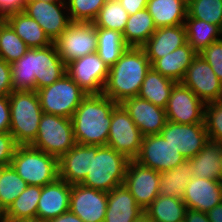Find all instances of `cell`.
<instances>
[{
	"instance_id": "cell-15",
	"label": "cell",
	"mask_w": 222,
	"mask_h": 222,
	"mask_svg": "<svg viewBox=\"0 0 222 222\" xmlns=\"http://www.w3.org/2000/svg\"><path fill=\"white\" fill-rule=\"evenodd\" d=\"M160 135L186 160L195 157L209 141L205 123L178 124L167 120Z\"/></svg>"
},
{
	"instance_id": "cell-16",
	"label": "cell",
	"mask_w": 222,
	"mask_h": 222,
	"mask_svg": "<svg viewBox=\"0 0 222 222\" xmlns=\"http://www.w3.org/2000/svg\"><path fill=\"white\" fill-rule=\"evenodd\" d=\"M24 12L39 23L52 42H54L71 23L66 2L29 0Z\"/></svg>"
},
{
	"instance_id": "cell-8",
	"label": "cell",
	"mask_w": 222,
	"mask_h": 222,
	"mask_svg": "<svg viewBox=\"0 0 222 222\" xmlns=\"http://www.w3.org/2000/svg\"><path fill=\"white\" fill-rule=\"evenodd\" d=\"M75 144L70 118L43 113L36 139L30 145L59 159Z\"/></svg>"
},
{
	"instance_id": "cell-27",
	"label": "cell",
	"mask_w": 222,
	"mask_h": 222,
	"mask_svg": "<svg viewBox=\"0 0 222 222\" xmlns=\"http://www.w3.org/2000/svg\"><path fill=\"white\" fill-rule=\"evenodd\" d=\"M147 10L157 28L184 25L187 17V1L148 0Z\"/></svg>"
},
{
	"instance_id": "cell-50",
	"label": "cell",
	"mask_w": 222,
	"mask_h": 222,
	"mask_svg": "<svg viewBox=\"0 0 222 222\" xmlns=\"http://www.w3.org/2000/svg\"><path fill=\"white\" fill-rule=\"evenodd\" d=\"M209 222H222V202L207 212Z\"/></svg>"
},
{
	"instance_id": "cell-10",
	"label": "cell",
	"mask_w": 222,
	"mask_h": 222,
	"mask_svg": "<svg viewBox=\"0 0 222 222\" xmlns=\"http://www.w3.org/2000/svg\"><path fill=\"white\" fill-rule=\"evenodd\" d=\"M143 135L130 115L118 104L112 111L107 146L134 160L141 148Z\"/></svg>"
},
{
	"instance_id": "cell-37",
	"label": "cell",
	"mask_w": 222,
	"mask_h": 222,
	"mask_svg": "<svg viewBox=\"0 0 222 222\" xmlns=\"http://www.w3.org/2000/svg\"><path fill=\"white\" fill-rule=\"evenodd\" d=\"M29 47L5 21L0 22V58L9 64L19 60Z\"/></svg>"
},
{
	"instance_id": "cell-14",
	"label": "cell",
	"mask_w": 222,
	"mask_h": 222,
	"mask_svg": "<svg viewBox=\"0 0 222 222\" xmlns=\"http://www.w3.org/2000/svg\"><path fill=\"white\" fill-rule=\"evenodd\" d=\"M205 104L181 82L171 90L165 108L168 121L178 124L204 123Z\"/></svg>"
},
{
	"instance_id": "cell-17",
	"label": "cell",
	"mask_w": 222,
	"mask_h": 222,
	"mask_svg": "<svg viewBox=\"0 0 222 222\" xmlns=\"http://www.w3.org/2000/svg\"><path fill=\"white\" fill-rule=\"evenodd\" d=\"M159 172L129 160L124 185L136 203L145 210L159 195Z\"/></svg>"
},
{
	"instance_id": "cell-46",
	"label": "cell",
	"mask_w": 222,
	"mask_h": 222,
	"mask_svg": "<svg viewBox=\"0 0 222 222\" xmlns=\"http://www.w3.org/2000/svg\"><path fill=\"white\" fill-rule=\"evenodd\" d=\"M10 132V102L8 96L0 97V133Z\"/></svg>"
},
{
	"instance_id": "cell-53",
	"label": "cell",
	"mask_w": 222,
	"mask_h": 222,
	"mask_svg": "<svg viewBox=\"0 0 222 222\" xmlns=\"http://www.w3.org/2000/svg\"><path fill=\"white\" fill-rule=\"evenodd\" d=\"M0 222H7L5 216V209L0 205Z\"/></svg>"
},
{
	"instance_id": "cell-2",
	"label": "cell",
	"mask_w": 222,
	"mask_h": 222,
	"mask_svg": "<svg viewBox=\"0 0 222 222\" xmlns=\"http://www.w3.org/2000/svg\"><path fill=\"white\" fill-rule=\"evenodd\" d=\"M118 105L102 94H88L71 117L76 143L106 146L112 111Z\"/></svg>"
},
{
	"instance_id": "cell-3",
	"label": "cell",
	"mask_w": 222,
	"mask_h": 222,
	"mask_svg": "<svg viewBox=\"0 0 222 222\" xmlns=\"http://www.w3.org/2000/svg\"><path fill=\"white\" fill-rule=\"evenodd\" d=\"M151 69V63L142 47H128L117 62L109 68L103 94L120 104L138 96L142 82Z\"/></svg>"
},
{
	"instance_id": "cell-1",
	"label": "cell",
	"mask_w": 222,
	"mask_h": 222,
	"mask_svg": "<svg viewBox=\"0 0 222 222\" xmlns=\"http://www.w3.org/2000/svg\"><path fill=\"white\" fill-rule=\"evenodd\" d=\"M11 66L12 91H37L66 74L55 44L29 50Z\"/></svg>"
},
{
	"instance_id": "cell-21",
	"label": "cell",
	"mask_w": 222,
	"mask_h": 222,
	"mask_svg": "<svg viewBox=\"0 0 222 222\" xmlns=\"http://www.w3.org/2000/svg\"><path fill=\"white\" fill-rule=\"evenodd\" d=\"M71 185L57 178L42 187L36 217L49 221L69 211Z\"/></svg>"
},
{
	"instance_id": "cell-6",
	"label": "cell",
	"mask_w": 222,
	"mask_h": 222,
	"mask_svg": "<svg viewBox=\"0 0 222 222\" xmlns=\"http://www.w3.org/2000/svg\"><path fill=\"white\" fill-rule=\"evenodd\" d=\"M10 165L27 185L43 187L58 178V159L31 145H18Z\"/></svg>"
},
{
	"instance_id": "cell-4",
	"label": "cell",
	"mask_w": 222,
	"mask_h": 222,
	"mask_svg": "<svg viewBox=\"0 0 222 222\" xmlns=\"http://www.w3.org/2000/svg\"><path fill=\"white\" fill-rule=\"evenodd\" d=\"M129 159L109 146L91 145V171L81 185L110 192L124 184Z\"/></svg>"
},
{
	"instance_id": "cell-40",
	"label": "cell",
	"mask_w": 222,
	"mask_h": 222,
	"mask_svg": "<svg viewBox=\"0 0 222 222\" xmlns=\"http://www.w3.org/2000/svg\"><path fill=\"white\" fill-rule=\"evenodd\" d=\"M106 0H66L71 22L92 23Z\"/></svg>"
},
{
	"instance_id": "cell-32",
	"label": "cell",
	"mask_w": 222,
	"mask_h": 222,
	"mask_svg": "<svg viewBox=\"0 0 222 222\" xmlns=\"http://www.w3.org/2000/svg\"><path fill=\"white\" fill-rule=\"evenodd\" d=\"M186 209L182 199L158 195L144 211L153 222H184Z\"/></svg>"
},
{
	"instance_id": "cell-30",
	"label": "cell",
	"mask_w": 222,
	"mask_h": 222,
	"mask_svg": "<svg viewBox=\"0 0 222 222\" xmlns=\"http://www.w3.org/2000/svg\"><path fill=\"white\" fill-rule=\"evenodd\" d=\"M156 29L152 16L147 8H144L133 15H129L123 38L129 47H142Z\"/></svg>"
},
{
	"instance_id": "cell-13",
	"label": "cell",
	"mask_w": 222,
	"mask_h": 222,
	"mask_svg": "<svg viewBox=\"0 0 222 222\" xmlns=\"http://www.w3.org/2000/svg\"><path fill=\"white\" fill-rule=\"evenodd\" d=\"M181 83L204 104L222 99V82L199 54L193 58Z\"/></svg>"
},
{
	"instance_id": "cell-22",
	"label": "cell",
	"mask_w": 222,
	"mask_h": 222,
	"mask_svg": "<svg viewBox=\"0 0 222 222\" xmlns=\"http://www.w3.org/2000/svg\"><path fill=\"white\" fill-rule=\"evenodd\" d=\"M91 171V145L76 143L58 159V178L70 185L81 184Z\"/></svg>"
},
{
	"instance_id": "cell-26",
	"label": "cell",
	"mask_w": 222,
	"mask_h": 222,
	"mask_svg": "<svg viewBox=\"0 0 222 222\" xmlns=\"http://www.w3.org/2000/svg\"><path fill=\"white\" fill-rule=\"evenodd\" d=\"M187 160L190 162L193 177L219 180L222 143L209 140L195 157Z\"/></svg>"
},
{
	"instance_id": "cell-47",
	"label": "cell",
	"mask_w": 222,
	"mask_h": 222,
	"mask_svg": "<svg viewBox=\"0 0 222 222\" xmlns=\"http://www.w3.org/2000/svg\"><path fill=\"white\" fill-rule=\"evenodd\" d=\"M124 10L128 12L129 15L135 14L144 8H147L148 0H118Z\"/></svg>"
},
{
	"instance_id": "cell-55",
	"label": "cell",
	"mask_w": 222,
	"mask_h": 222,
	"mask_svg": "<svg viewBox=\"0 0 222 222\" xmlns=\"http://www.w3.org/2000/svg\"><path fill=\"white\" fill-rule=\"evenodd\" d=\"M219 181L222 183V161H221V168H220V178Z\"/></svg>"
},
{
	"instance_id": "cell-20",
	"label": "cell",
	"mask_w": 222,
	"mask_h": 222,
	"mask_svg": "<svg viewBox=\"0 0 222 222\" xmlns=\"http://www.w3.org/2000/svg\"><path fill=\"white\" fill-rule=\"evenodd\" d=\"M182 200L188 209L207 213L222 202V183L219 180L192 177Z\"/></svg>"
},
{
	"instance_id": "cell-11",
	"label": "cell",
	"mask_w": 222,
	"mask_h": 222,
	"mask_svg": "<svg viewBox=\"0 0 222 222\" xmlns=\"http://www.w3.org/2000/svg\"><path fill=\"white\" fill-rule=\"evenodd\" d=\"M66 73L88 94H102L109 67L97 52L74 59L66 64Z\"/></svg>"
},
{
	"instance_id": "cell-9",
	"label": "cell",
	"mask_w": 222,
	"mask_h": 222,
	"mask_svg": "<svg viewBox=\"0 0 222 222\" xmlns=\"http://www.w3.org/2000/svg\"><path fill=\"white\" fill-rule=\"evenodd\" d=\"M65 64L97 51V30L90 22H71L53 42Z\"/></svg>"
},
{
	"instance_id": "cell-52",
	"label": "cell",
	"mask_w": 222,
	"mask_h": 222,
	"mask_svg": "<svg viewBox=\"0 0 222 222\" xmlns=\"http://www.w3.org/2000/svg\"><path fill=\"white\" fill-rule=\"evenodd\" d=\"M16 222H48V221L43 220V219L38 218V217H34V218L21 219V220H18Z\"/></svg>"
},
{
	"instance_id": "cell-18",
	"label": "cell",
	"mask_w": 222,
	"mask_h": 222,
	"mask_svg": "<svg viewBox=\"0 0 222 222\" xmlns=\"http://www.w3.org/2000/svg\"><path fill=\"white\" fill-rule=\"evenodd\" d=\"M108 202V192L71 185L69 210L83 222H104Z\"/></svg>"
},
{
	"instance_id": "cell-34",
	"label": "cell",
	"mask_w": 222,
	"mask_h": 222,
	"mask_svg": "<svg viewBox=\"0 0 222 222\" xmlns=\"http://www.w3.org/2000/svg\"><path fill=\"white\" fill-rule=\"evenodd\" d=\"M97 30V54L110 68L129 47L123 38V34L116 30L96 28Z\"/></svg>"
},
{
	"instance_id": "cell-35",
	"label": "cell",
	"mask_w": 222,
	"mask_h": 222,
	"mask_svg": "<svg viewBox=\"0 0 222 222\" xmlns=\"http://www.w3.org/2000/svg\"><path fill=\"white\" fill-rule=\"evenodd\" d=\"M185 28L187 43L200 53L211 43L221 39V28L215 24L207 23L203 20L186 18Z\"/></svg>"
},
{
	"instance_id": "cell-33",
	"label": "cell",
	"mask_w": 222,
	"mask_h": 222,
	"mask_svg": "<svg viewBox=\"0 0 222 222\" xmlns=\"http://www.w3.org/2000/svg\"><path fill=\"white\" fill-rule=\"evenodd\" d=\"M41 193L42 186L27 185L26 189L5 210L6 221L16 222L36 217Z\"/></svg>"
},
{
	"instance_id": "cell-12",
	"label": "cell",
	"mask_w": 222,
	"mask_h": 222,
	"mask_svg": "<svg viewBox=\"0 0 222 222\" xmlns=\"http://www.w3.org/2000/svg\"><path fill=\"white\" fill-rule=\"evenodd\" d=\"M158 172L175 169L186 159L160 134L143 136L140 152L134 159Z\"/></svg>"
},
{
	"instance_id": "cell-51",
	"label": "cell",
	"mask_w": 222,
	"mask_h": 222,
	"mask_svg": "<svg viewBox=\"0 0 222 222\" xmlns=\"http://www.w3.org/2000/svg\"><path fill=\"white\" fill-rule=\"evenodd\" d=\"M132 222H153V221L145 211H142Z\"/></svg>"
},
{
	"instance_id": "cell-41",
	"label": "cell",
	"mask_w": 222,
	"mask_h": 222,
	"mask_svg": "<svg viewBox=\"0 0 222 222\" xmlns=\"http://www.w3.org/2000/svg\"><path fill=\"white\" fill-rule=\"evenodd\" d=\"M204 123L208 139L222 143V99L205 104Z\"/></svg>"
},
{
	"instance_id": "cell-19",
	"label": "cell",
	"mask_w": 222,
	"mask_h": 222,
	"mask_svg": "<svg viewBox=\"0 0 222 222\" xmlns=\"http://www.w3.org/2000/svg\"><path fill=\"white\" fill-rule=\"evenodd\" d=\"M120 105L130 115L143 136L160 134L167 122L164 108L139 96L127 98Z\"/></svg>"
},
{
	"instance_id": "cell-42",
	"label": "cell",
	"mask_w": 222,
	"mask_h": 222,
	"mask_svg": "<svg viewBox=\"0 0 222 222\" xmlns=\"http://www.w3.org/2000/svg\"><path fill=\"white\" fill-rule=\"evenodd\" d=\"M198 54L208 62L217 78L222 82V39L211 43Z\"/></svg>"
},
{
	"instance_id": "cell-24",
	"label": "cell",
	"mask_w": 222,
	"mask_h": 222,
	"mask_svg": "<svg viewBox=\"0 0 222 222\" xmlns=\"http://www.w3.org/2000/svg\"><path fill=\"white\" fill-rule=\"evenodd\" d=\"M142 211L144 210L123 184L108 192L104 222H132Z\"/></svg>"
},
{
	"instance_id": "cell-5",
	"label": "cell",
	"mask_w": 222,
	"mask_h": 222,
	"mask_svg": "<svg viewBox=\"0 0 222 222\" xmlns=\"http://www.w3.org/2000/svg\"><path fill=\"white\" fill-rule=\"evenodd\" d=\"M10 102V133L18 145H30L38 134L43 116L37 91H12Z\"/></svg>"
},
{
	"instance_id": "cell-7",
	"label": "cell",
	"mask_w": 222,
	"mask_h": 222,
	"mask_svg": "<svg viewBox=\"0 0 222 222\" xmlns=\"http://www.w3.org/2000/svg\"><path fill=\"white\" fill-rule=\"evenodd\" d=\"M43 113L70 118L88 95L66 73L51 85L37 90Z\"/></svg>"
},
{
	"instance_id": "cell-29",
	"label": "cell",
	"mask_w": 222,
	"mask_h": 222,
	"mask_svg": "<svg viewBox=\"0 0 222 222\" xmlns=\"http://www.w3.org/2000/svg\"><path fill=\"white\" fill-rule=\"evenodd\" d=\"M176 83V81L163 76L151 67L142 82L138 96L165 109L171 90Z\"/></svg>"
},
{
	"instance_id": "cell-39",
	"label": "cell",
	"mask_w": 222,
	"mask_h": 222,
	"mask_svg": "<svg viewBox=\"0 0 222 222\" xmlns=\"http://www.w3.org/2000/svg\"><path fill=\"white\" fill-rule=\"evenodd\" d=\"M222 28V0H188L187 17Z\"/></svg>"
},
{
	"instance_id": "cell-28",
	"label": "cell",
	"mask_w": 222,
	"mask_h": 222,
	"mask_svg": "<svg viewBox=\"0 0 222 222\" xmlns=\"http://www.w3.org/2000/svg\"><path fill=\"white\" fill-rule=\"evenodd\" d=\"M5 21L29 48H44L53 44L39 23L25 12L11 15Z\"/></svg>"
},
{
	"instance_id": "cell-44",
	"label": "cell",
	"mask_w": 222,
	"mask_h": 222,
	"mask_svg": "<svg viewBox=\"0 0 222 222\" xmlns=\"http://www.w3.org/2000/svg\"><path fill=\"white\" fill-rule=\"evenodd\" d=\"M29 0H0V18L5 20L7 17L19 12H24Z\"/></svg>"
},
{
	"instance_id": "cell-48",
	"label": "cell",
	"mask_w": 222,
	"mask_h": 222,
	"mask_svg": "<svg viewBox=\"0 0 222 222\" xmlns=\"http://www.w3.org/2000/svg\"><path fill=\"white\" fill-rule=\"evenodd\" d=\"M184 222H209L207 213L186 209Z\"/></svg>"
},
{
	"instance_id": "cell-36",
	"label": "cell",
	"mask_w": 222,
	"mask_h": 222,
	"mask_svg": "<svg viewBox=\"0 0 222 222\" xmlns=\"http://www.w3.org/2000/svg\"><path fill=\"white\" fill-rule=\"evenodd\" d=\"M128 18V12L124 10L118 0H106L92 23L96 28L116 30L123 34Z\"/></svg>"
},
{
	"instance_id": "cell-38",
	"label": "cell",
	"mask_w": 222,
	"mask_h": 222,
	"mask_svg": "<svg viewBox=\"0 0 222 222\" xmlns=\"http://www.w3.org/2000/svg\"><path fill=\"white\" fill-rule=\"evenodd\" d=\"M27 183L11 165L0 168V205L6 210L26 189Z\"/></svg>"
},
{
	"instance_id": "cell-23",
	"label": "cell",
	"mask_w": 222,
	"mask_h": 222,
	"mask_svg": "<svg viewBox=\"0 0 222 222\" xmlns=\"http://www.w3.org/2000/svg\"><path fill=\"white\" fill-rule=\"evenodd\" d=\"M187 43L185 25L159 27L142 46L151 65Z\"/></svg>"
},
{
	"instance_id": "cell-25",
	"label": "cell",
	"mask_w": 222,
	"mask_h": 222,
	"mask_svg": "<svg viewBox=\"0 0 222 222\" xmlns=\"http://www.w3.org/2000/svg\"><path fill=\"white\" fill-rule=\"evenodd\" d=\"M197 54L193 47L186 43L169 54L167 53L162 58L157 59L151 67L163 76L176 82H181L187 68L191 65L193 58Z\"/></svg>"
},
{
	"instance_id": "cell-43",
	"label": "cell",
	"mask_w": 222,
	"mask_h": 222,
	"mask_svg": "<svg viewBox=\"0 0 222 222\" xmlns=\"http://www.w3.org/2000/svg\"><path fill=\"white\" fill-rule=\"evenodd\" d=\"M17 146L10 132L0 133V168L11 164Z\"/></svg>"
},
{
	"instance_id": "cell-49",
	"label": "cell",
	"mask_w": 222,
	"mask_h": 222,
	"mask_svg": "<svg viewBox=\"0 0 222 222\" xmlns=\"http://www.w3.org/2000/svg\"><path fill=\"white\" fill-rule=\"evenodd\" d=\"M48 222H83L77 215L70 210L59 215L56 218L49 220Z\"/></svg>"
},
{
	"instance_id": "cell-45",
	"label": "cell",
	"mask_w": 222,
	"mask_h": 222,
	"mask_svg": "<svg viewBox=\"0 0 222 222\" xmlns=\"http://www.w3.org/2000/svg\"><path fill=\"white\" fill-rule=\"evenodd\" d=\"M12 92L11 66L0 58V97L9 96Z\"/></svg>"
},
{
	"instance_id": "cell-31",
	"label": "cell",
	"mask_w": 222,
	"mask_h": 222,
	"mask_svg": "<svg viewBox=\"0 0 222 222\" xmlns=\"http://www.w3.org/2000/svg\"><path fill=\"white\" fill-rule=\"evenodd\" d=\"M188 160L182 162L175 169L159 172V195L183 199L186 186L193 177Z\"/></svg>"
},
{
	"instance_id": "cell-54",
	"label": "cell",
	"mask_w": 222,
	"mask_h": 222,
	"mask_svg": "<svg viewBox=\"0 0 222 222\" xmlns=\"http://www.w3.org/2000/svg\"><path fill=\"white\" fill-rule=\"evenodd\" d=\"M45 2H66V0H40Z\"/></svg>"
}]
</instances>
